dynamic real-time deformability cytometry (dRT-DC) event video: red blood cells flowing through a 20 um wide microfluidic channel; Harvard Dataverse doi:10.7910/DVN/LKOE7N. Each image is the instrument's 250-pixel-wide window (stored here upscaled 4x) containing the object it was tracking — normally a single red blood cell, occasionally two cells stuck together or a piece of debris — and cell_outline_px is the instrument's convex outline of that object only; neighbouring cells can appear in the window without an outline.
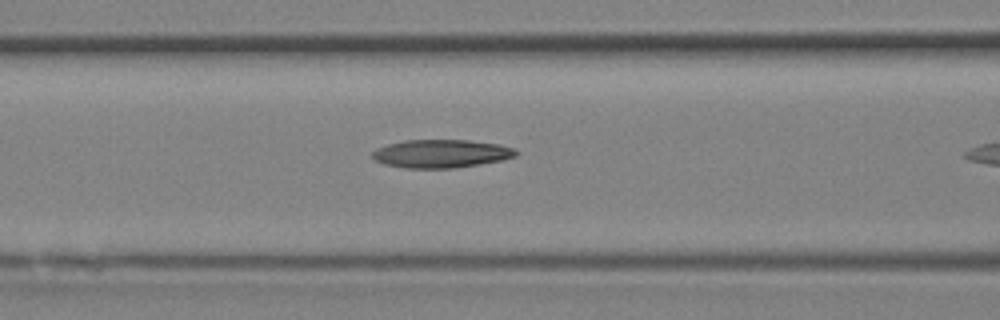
{"species": "Egyptian fruit bat (a non-hibernating species)", "species_latin": "Rousettus aegyptiacus", "temperature_condition": "room temperature", "stored_images_in_passage": 7, "camera_frame_rate_fps": 3000, "um_per_image_px": 0.085, "animal": {"sex": "female"}, "frame": {"image": 1, "passage_image": 6, "time_ms": 1.667, "image_size_px": [1000, 320], "cell_outline_px": [[520, 152], [516, 156], [500, 160], [480, 164], [456, 168], [404, 168], [384, 164], [376, 160], [372, 156], [372, 152], [376, 148], [388, 144], [404, 140], [468, 140], [496, 144], [512, 148]], "centroid_in_image_um": [37.47, 13.06], "position_along_channel_um": 129.1, "area_um2": 23.52}}